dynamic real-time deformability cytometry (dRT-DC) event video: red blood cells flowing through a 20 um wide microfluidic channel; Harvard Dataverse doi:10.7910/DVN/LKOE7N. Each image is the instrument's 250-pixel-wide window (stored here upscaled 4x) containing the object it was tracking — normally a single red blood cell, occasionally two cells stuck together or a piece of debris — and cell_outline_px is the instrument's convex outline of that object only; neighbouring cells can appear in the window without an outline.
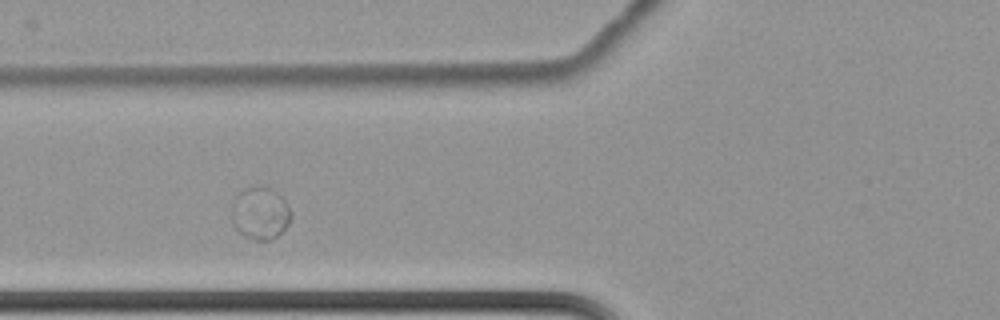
{"species": "common noctule bat (a hibernating species)", "species_latin": "Nyctalus noctula", "temperature_condition": "cold", "stored_images_in_passage": 10, "camera_frame_rate_fps": 3000, "um_per_image_px": 0.085, "animal": {"sex": "female", "body_mass_g": 22.7, "forearm_length_mm": 54.2}, "frame": {"image": 1, "passage_image": 3, "time_ms": 0.667, "image_size_px": [1000, 320], "cell_outline_px": [[292, 216], [288, 224], [272, 240], [252, 240], [244, 236], [236, 228], [232, 220], [232, 204], [244, 188], [256, 184], [272, 188], [288, 204], [292, 212]], "centroid_in_image_um": [22.13, 18.11], "position_along_channel_um": 103.7, "area_um2": 18.21}}
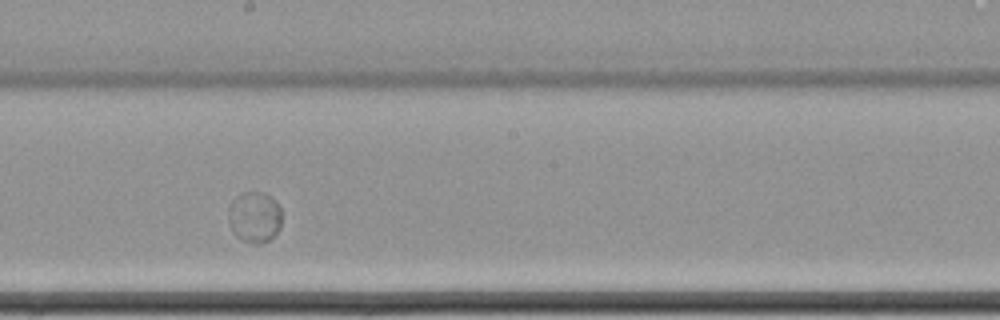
{"frame": {"image": 2, "passage_image": 6, "time_ms": 1.667, "image_size_px": [1000, 320], "cell_outline_px": [[280, 228], [268, 240], [256, 244], [252, 244], [240, 240], [232, 232], [228, 224], [228, 208], [232, 200], [236, 196], [244, 192], [264, 192], [272, 196], [280, 208]], "centroid_in_image_um": [21.59, 18.44], "position_along_channel_um": 226.6, "area_um2": 16.07}}
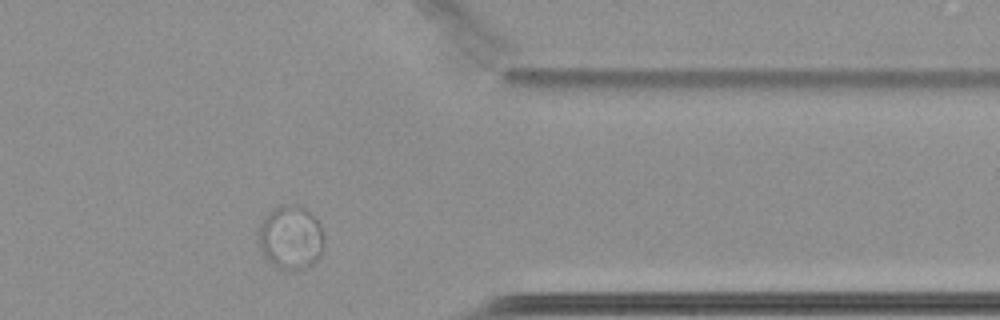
{"frame": {"image": 3, "passage_image": 10, "time_ms": 3.0, "image_size_px": [1000, 320], "cell_outline_px": [[324, 244], [320, 256], [308, 268], [280, 268], [268, 264], [256, 240], [260, 224], [280, 204], [300, 204], [320, 224], [324, 236]], "centroid_in_image_um": [24.7, 20.19], "position_along_channel_um": 386.7, "area_um2": 24.39}}